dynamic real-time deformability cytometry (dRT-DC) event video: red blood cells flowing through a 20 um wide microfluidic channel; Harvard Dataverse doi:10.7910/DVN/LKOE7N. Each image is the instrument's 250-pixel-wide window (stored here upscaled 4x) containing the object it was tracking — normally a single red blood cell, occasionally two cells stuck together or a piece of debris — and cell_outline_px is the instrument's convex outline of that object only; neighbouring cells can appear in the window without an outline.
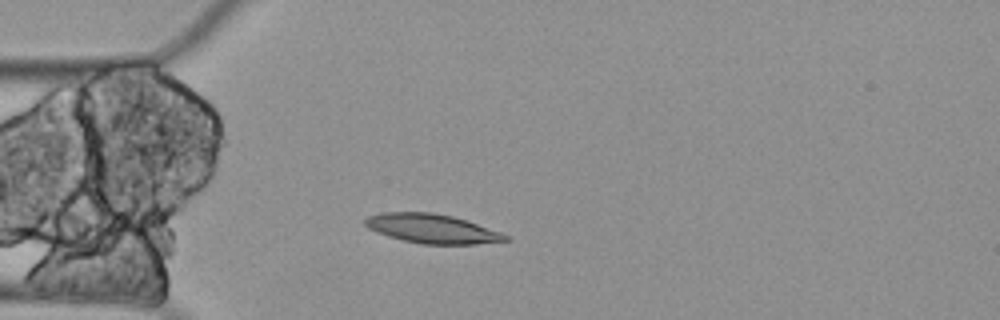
{"species": "Egyptian fruit bat (a non-hibernating species)", "species_latin": "Rousettus aegyptiacus", "temperature_condition": "cold", "stored_images_in_passage": 2, "camera_frame_rate_fps": 3000, "um_per_image_px": 0.085, "animal": {"sex": "female"}, "frame": {"image": 1, "passage_image": 2, "time_ms": 0.333, "image_size_px": [1000, 320], "cell_outline_px": [[512, 240], [476, 244], [420, 244], [388, 236], [376, 232], [368, 228], [364, 224], [364, 220], [368, 216], [384, 212], [432, 212], [452, 216], [512, 236]], "centroid_in_image_um": [36.73, 19.44], "position_along_channel_um": 48.3, "area_um2": 23.81}}